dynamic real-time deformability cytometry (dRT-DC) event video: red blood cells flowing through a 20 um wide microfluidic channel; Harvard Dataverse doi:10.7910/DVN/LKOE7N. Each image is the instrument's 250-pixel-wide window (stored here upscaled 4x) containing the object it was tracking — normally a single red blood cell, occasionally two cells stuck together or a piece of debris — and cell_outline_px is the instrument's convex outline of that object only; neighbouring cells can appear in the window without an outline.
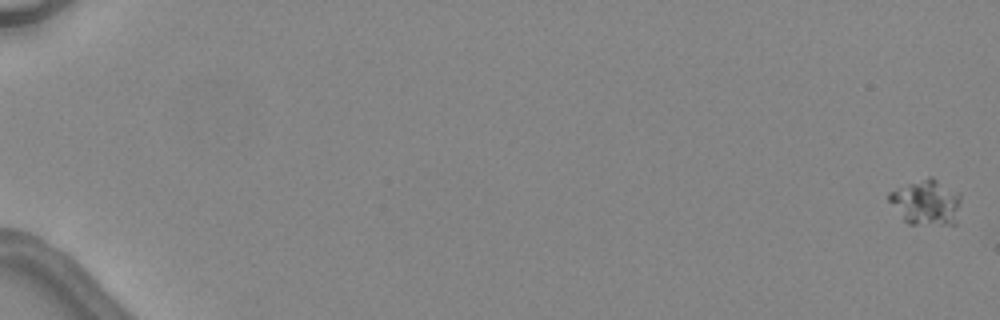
{"species": "common noctule bat (a hibernating species)", "species_latin": "Nyctalus noctula", "temperature_condition": "warm", "stored_images_in_passage": 4, "segment_of_instrument_passage": [2, 2], "camera_frame_rate_fps": 3000, "um_per_image_px": 0.085, "animal": {"sex": "female", "body_mass_g": 24.6, "forearm_length_mm": 56.2}, "frame": {"image": 1, "passage_image": 4, "time_ms": 4.667, "image_size_px": [1000, 320], "cell_outline_px": [[960, 200], [956, 224], [908, 224], [904, 220], [888, 200], [888, 192], [928, 176], [932, 176], [960, 192]], "centroid_in_image_um": [78.75, 17.18], "position_along_channel_um": 6.3, "area_um2": 19.02}}